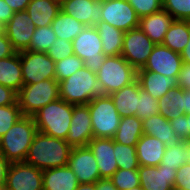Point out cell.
<instances>
[{
    "label": "cell",
    "instance_id": "cell-1",
    "mask_svg": "<svg viewBox=\"0 0 190 190\" xmlns=\"http://www.w3.org/2000/svg\"><path fill=\"white\" fill-rule=\"evenodd\" d=\"M72 148L64 139L37 131L24 162L41 170L64 167Z\"/></svg>",
    "mask_w": 190,
    "mask_h": 190
},
{
    "label": "cell",
    "instance_id": "cell-2",
    "mask_svg": "<svg viewBox=\"0 0 190 190\" xmlns=\"http://www.w3.org/2000/svg\"><path fill=\"white\" fill-rule=\"evenodd\" d=\"M36 132L33 116L21 117L0 138V153L10 163L24 162Z\"/></svg>",
    "mask_w": 190,
    "mask_h": 190
},
{
    "label": "cell",
    "instance_id": "cell-3",
    "mask_svg": "<svg viewBox=\"0 0 190 190\" xmlns=\"http://www.w3.org/2000/svg\"><path fill=\"white\" fill-rule=\"evenodd\" d=\"M73 113V104L61 98L42 107L34 115L37 131L48 136L66 139Z\"/></svg>",
    "mask_w": 190,
    "mask_h": 190
},
{
    "label": "cell",
    "instance_id": "cell-4",
    "mask_svg": "<svg viewBox=\"0 0 190 190\" xmlns=\"http://www.w3.org/2000/svg\"><path fill=\"white\" fill-rule=\"evenodd\" d=\"M60 98L73 105L88 104L101 95L97 75L85 66L59 82Z\"/></svg>",
    "mask_w": 190,
    "mask_h": 190
},
{
    "label": "cell",
    "instance_id": "cell-5",
    "mask_svg": "<svg viewBox=\"0 0 190 190\" xmlns=\"http://www.w3.org/2000/svg\"><path fill=\"white\" fill-rule=\"evenodd\" d=\"M96 75L101 94L110 95L133 83L137 79V70L121 55L106 56Z\"/></svg>",
    "mask_w": 190,
    "mask_h": 190
},
{
    "label": "cell",
    "instance_id": "cell-6",
    "mask_svg": "<svg viewBox=\"0 0 190 190\" xmlns=\"http://www.w3.org/2000/svg\"><path fill=\"white\" fill-rule=\"evenodd\" d=\"M59 98V83L56 79L23 85L17 92V103L23 116H33L42 107Z\"/></svg>",
    "mask_w": 190,
    "mask_h": 190
},
{
    "label": "cell",
    "instance_id": "cell-7",
    "mask_svg": "<svg viewBox=\"0 0 190 190\" xmlns=\"http://www.w3.org/2000/svg\"><path fill=\"white\" fill-rule=\"evenodd\" d=\"M93 137L113 138L120 124L121 117L117 112L110 95H99L89 103Z\"/></svg>",
    "mask_w": 190,
    "mask_h": 190
},
{
    "label": "cell",
    "instance_id": "cell-8",
    "mask_svg": "<svg viewBox=\"0 0 190 190\" xmlns=\"http://www.w3.org/2000/svg\"><path fill=\"white\" fill-rule=\"evenodd\" d=\"M73 51L84 61V66L97 72L103 65L106 55L102 50V42L95 27L86 26L73 40Z\"/></svg>",
    "mask_w": 190,
    "mask_h": 190
},
{
    "label": "cell",
    "instance_id": "cell-9",
    "mask_svg": "<svg viewBox=\"0 0 190 190\" xmlns=\"http://www.w3.org/2000/svg\"><path fill=\"white\" fill-rule=\"evenodd\" d=\"M19 54L23 85L38 83L45 79H55V62L46 52L26 50Z\"/></svg>",
    "mask_w": 190,
    "mask_h": 190
},
{
    "label": "cell",
    "instance_id": "cell-10",
    "mask_svg": "<svg viewBox=\"0 0 190 190\" xmlns=\"http://www.w3.org/2000/svg\"><path fill=\"white\" fill-rule=\"evenodd\" d=\"M155 43L138 27L124 34L121 56L136 70L143 68Z\"/></svg>",
    "mask_w": 190,
    "mask_h": 190
},
{
    "label": "cell",
    "instance_id": "cell-11",
    "mask_svg": "<svg viewBox=\"0 0 190 190\" xmlns=\"http://www.w3.org/2000/svg\"><path fill=\"white\" fill-rule=\"evenodd\" d=\"M43 170L25 162L10 163L5 188L9 190H43Z\"/></svg>",
    "mask_w": 190,
    "mask_h": 190
},
{
    "label": "cell",
    "instance_id": "cell-12",
    "mask_svg": "<svg viewBox=\"0 0 190 190\" xmlns=\"http://www.w3.org/2000/svg\"><path fill=\"white\" fill-rule=\"evenodd\" d=\"M101 21L107 22L123 32L139 26V17L127 0L102 3Z\"/></svg>",
    "mask_w": 190,
    "mask_h": 190
},
{
    "label": "cell",
    "instance_id": "cell-13",
    "mask_svg": "<svg viewBox=\"0 0 190 190\" xmlns=\"http://www.w3.org/2000/svg\"><path fill=\"white\" fill-rule=\"evenodd\" d=\"M36 29L26 10L15 12L2 30L16 52L29 50L31 37Z\"/></svg>",
    "mask_w": 190,
    "mask_h": 190
},
{
    "label": "cell",
    "instance_id": "cell-14",
    "mask_svg": "<svg viewBox=\"0 0 190 190\" xmlns=\"http://www.w3.org/2000/svg\"><path fill=\"white\" fill-rule=\"evenodd\" d=\"M183 61L180 53L163 44H156L143 69L166 77H178Z\"/></svg>",
    "mask_w": 190,
    "mask_h": 190
},
{
    "label": "cell",
    "instance_id": "cell-15",
    "mask_svg": "<svg viewBox=\"0 0 190 190\" xmlns=\"http://www.w3.org/2000/svg\"><path fill=\"white\" fill-rule=\"evenodd\" d=\"M68 166L76 175L78 183H95L100 179L97 161L88 146L73 147Z\"/></svg>",
    "mask_w": 190,
    "mask_h": 190
},
{
    "label": "cell",
    "instance_id": "cell-16",
    "mask_svg": "<svg viewBox=\"0 0 190 190\" xmlns=\"http://www.w3.org/2000/svg\"><path fill=\"white\" fill-rule=\"evenodd\" d=\"M93 138L88 104L73 105L72 120L65 141L72 147L87 146Z\"/></svg>",
    "mask_w": 190,
    "mask_h": 190
},
{
    "label": "cell",
    "instance_id": "cell-17",
    "mask_svg": "<svg viewBox=\"0 0 190 190\" xmlns=\"http://www.w3.org/2000/svg\"><path fill=\"white\" fill-rule=\"evenodd\" d=\"M61 10L85 26L96 27L101 21L102 2L99 0H60Z\"/></svg>",
    "mask_w": 190,
    "mask_h": 190
},
{
    "label": "cell",
    "instance_id": "cell-18",
    "mask_svg": "<svg viewBox=\"0 0 190 190\" xmlns=\"http://www.w3.org/2000/svg\"><path fill=\"white\" fill-rule=\"evenodd\" d=\"M175 168L159 166H139L140 186L144 190H174Z\"/></svg>",
    "mask_w": 190,
    "mask_h": 190
},
{
    "label": "cell",
    "instance_id": "cell-19",
    "mask_svg": "<svg viewBox=\"0 0 190 190\" xmlns=\"http://www.w3.org/2000/svg\"><path fill=\"white\" fill-rule=\"evenodd\" d=\"M87 146L97 161L100 179L110 178L118 170V164L114 156L113 139L93 137Z\"/></svg>",
    "mask_w": 190,
    "mask_h": 190
},
{
    "label": "cell",
    "instance_id": "cell-20",
    "mask_svg": "<svg viewBox=\"0 0 190 190\" xmlns=\"http://www.w3.org/2000/svg\"><path fill=\"white\" fill-rule=\"evenodd\" d=\"M137 81L140 88L156 99H160L169 90L178 88V77H166L156 72H149L143 68L137 70Z\"/></svg>",
    "mask_w": 190,
    "mask_h": 190
},
{
    "label": "cell",
    "instance_id": "cell-21",
    "mask_svg": "<svg viewBox=\"0 0 190 190\" xmlns=\"http://www.w3.org/2000/svg\"><path fill=\"white\" fill-rule=\"evenodd\" d=\"M174 18L164 9L139 18V28L155 43L162 44Z\"/></svg>",
    "mask_w": 190,
    "mask_h": 190
},
{
    "label": "cell",
    "instance_id": "cell-22",
    "mask_svg": "<svg viewBox=\"0 0 190 190\" xmlns=\"http://www.w3.org/2000/svg\"><path fill=\"white\" fill-rule=\"evenodd\" d=\"M143 134L156 137L166 147L175 146L183 140L179 138L168 121L161 114L151 116L149 119H142Z\"/></svg>",
    "mask_w": 190,
    "mask_h": 190
},
{
    "label": "cell",
    "instance_id": "cell-23",
    "mask_svg": "<svg viewBox=\"0 0 190 190\" xmlns=\"http://www.w3.org/2000/svg\"><path fill=\"white\" fill-rule=\"evenodd\" d=\"M135 147L140 166H159L166 149L163 142L146 134L141 136Z\"/></svg>",
    "mask_w": 190,
    "mask_h": 190
},
{
    "label": "cell",
    "instance_id": "cell-24",
    "mask_svg": "<svg viewBox=\"0 0 190 190\" xmlns=\"http://www.w3.org/2000/svg\"><path fill=\"white\" fill-rule=\"evenodd\" d=\"M42 178L43 190H75L79 184L68 165L45 169Z\"/></svg>",
    "mask_w": 190,
    "mask_h": 190
},
{
    "label": "cell",
    "instance_id": "cell-25",
    "mask_svg": "<svg viewBox=\"0 0 190 190\" xmlns=\"http://www.w3.org/2000/svg\"><path fill=\"white\" fill-rule=\"evenodd\" d=\"M26 11L36 28L50 26L61 11V2L60 0H31Z\"/></svg>",
    "mask_w": 190,
    "mask_h": 190
},
{
    "label": "cell",
    "instance_id": "cell-26",
    "mask_svg": "<svg viewBox=\"0 0 190 190\" xmlns=\"http://www.w3.org/2000/svg\"><path fill=\"white\" fill-rule=\"evenodd\" d=\"M110 96L120 117L136 116L139 99V82L137 79L133 83L113 92Z\"/></svg>",
    "mask_w": 190,
    "mask_h": 190
},
{
    "label": "cell",
    "instance_id": "cell-27",
    "mask_svg": "<svg viewBox=\"0 0 190 190\" xmlns=\"http://www.w3.org/2000/svg\"><path fill=\"white\" fill-rule=\"evenodd\" d=\"M0 84L18 92L23 86L20 54L0 59Z\"/></svg>",
    "mask_w": 190,
    "mask_h": 190
},
{
    "label": "cell",
    "instance_id": "cell-28",
    "mask_svg": "<svg viewBox=\"0 0 190 190\" xmlns=\"http://www.w3.org/2000/svg\"><path fill=\"white\" fill-rule=\"evenodd\" d=\"M95 28L102 42L103 53L106 56L121 55L125 32L104 21H100Z\"/></svg>",
    "mask_w": 190,
    "mask_h": 190
},
{
    "label": "cell",
    "instance_id": "cell-29",
    "mask_svg": "<svg viewBox=\"0 0 190 190\" xmlns=\"http://www.w3.org/2000/svg\"><path fill=\"white\" fill-rule=\"evenodd\" d=\"M143 135L142 120L137 116L121 117L120 124L113 136L116 143L136 146L138 140Z\"/></svg>",
    "mask_w": 190,
    "mask_h": 190
},
{
    "label": "cell",
    "instance_id": "cell-30",
    "mask_svg": "<svg viewBox=\"0 0 190 190\" xmlns=\"http://www.w3.org/2000/svg\"><path fill=\"white\" fill-rule=\"evenodd\" d=\"M190 37V21L174 20L166 32L163 45L174 52L181 53Z\"/></svg>",
    "mask_w": 190,
    "mask_h": 190
},
{
    "label": "cell",
    "instance_id": "cell-31",
    "mask_svg": "<svg viewBox=\"0 0 190 190\" xmlns=\"http://www.w3.org/2000/svg\"><path fill=\"white\" fill-rule=\"evenodd\" d=\"M51 26L57 38L71 42L86 27L72 16L65 14L62 10L52 21Z\"/></svg>",
    "mask_w": 190,
    "mask_h": 190
},
{
    "label": "cell",
    "instance_id": "cell-32",
    "mask_svg": "<svg viewBox=\"0 0 190 190\" xmlns=\"http://www.w3.org/2000/svg\"><path fill=\"white\" fill-rule=\"evenodd\" d=\"M159 114L168 121L175 119L182 113V88H173L158 99Z\"/></svg>",
    "mask_w": 190,
    "mask_h": 190
},
{
    "label": "cell",
    "instance_id": "cell-33",
    "mask_svg": "<svg viewBox=\"0 0 190 190\" xmlns=\"http://www.w3.org/2000/svg\"><path fill=\"white\" fill-rule=\"evenodd\" d=\"M114 156L118 169L133 170L139 168L136 147L114 142Z\"/></svg>",
    "mask_w": 190,
    "mask_h": 190
},
{
    "label": "cell",
    "instance_id": "cell-34",
    "mask_svg": "<svg viewBox=\"0 0 190 190\" xmlns=\"http://www.w3.org/2000/svg\"><path fill=\"white\" fill-rule=\"evenodd\" d=\"M57 39L52 26L38 27L31 37L29 50L34 52H47Z\"/></svg>",
    "mask_w": 190,
    "mask_h": 190
},
{
    "label": "cell",
    "instance_id": "cell-35",
    "mask_svg": "<svg viewBox=\"0 0 190 190\" xmlns=\"http://www.w3.org/2000/svg\"><path fill=\"white\" fill-rule=\"evenodd\" d=\"M187 163V152L185 141L166 147L161 161L163 167L175 168L176 170Z\"/></svg>",
    "mask_w": 190,
    "mask_h": 190
},
{
    "label": "cell",
    "instance_id": "cell-36",
    "mask_svg": "<svg viewBox=\"0 0 190 190\" xmlns=\"http://www.w3.org/2000/svg\"><path fill=\"white\" fill-rule=\"evenodd\" d=\"M84 66V61L75 54L55 62V79L59 82L67 79Z\"/></svg>",
    "mask_w": 190,
    "mask_h": 190
},
{
    "label": "cell",
    "instance_id": "cell-37",
    "mask_svg": "<svg viewBox=\"0 0 190 190\" xmlns=\"http://www.w3.org/2000/svg\"><path fill=\"white\" fill-rule=\"evenodd\" d=\"M159 114L158 99L153 98L139 85L138 109L136 116L139 119H149L151 116Z\"/></svg>",
    "mask_w": 190,
    "mask_h": 190
},
{
    "label": "cell",
    "instance_id": "cell-38",
    "mask_svg": "<svg viewBox=\"0 0 190 190\" xmlns=\"http://www.w3.org/2000/svg\"><path fill=\"white\" fill-rule=\"evenodd\" d=\"M110 180L118 190H127L140 185L138 169L124 170L118 169Z\"/></svg>",
    "mask_w": 190,
    "mask_h": 190
},
{
    "label": "cell",
    "instance_id": "cell-39",
    "mask_svg": "<svg viewBox=\"0 0 190 190\" xmlns=\"http://www.w3.org/2000/svg\"><path fill=\"white\" fill-rule=\"evenodd\" d=\"M23 114L18 103L0 106V138L21 118Z\"/></svg>",
    "mask_w": 190,
    "mask_h": 190
},
{
    "label": "cell",
    "instance_id": "cell-40",
    "mask_svg": "<svg viewBox=\"0 0 190 190\" xmlns=\"http://www.w3.org/2000/svg\"><path fill=\"white\" fill-rule=\"evenodd\" d=\"M162 9L174 20H190V0H162Z\"/></svg>",
    "mask_w": 190,
    "mask_h": 190
},
{
    "label": "cell",
    "instance_id": "cell-41",
    "mask_svg": "<svg viewBox=\"0 0 190 190\" xmlns=\"http://www.w3.org/2000/svg\"><path fill=\"white\" fill-rule=\"evenodd\" d=\"M46 53L54 62L67 58L74 54L72 42L57 38Z\"/></svg>",
    "mask_w": 190,
    "mask_h": 190
},
{
    "label": "cell",
    "instance_id": "cell-42",
    "mask_svg": "<svg viewBox=\"0 0 190 190\" xmlns=\"http://www.w3.org/2000/svg\"><path fill=\"white\" fill-rule=\"evenodd\" d=\"M139 18L151 15L162 9V0H127Z\"/></svg>",
    "mask_w": 190,
    "mask_h": 190
},
{
    "label": "cell",
    "instance_id": "cell-43",
    "mask_svg": "<svg viewBox=\"0 0 190 190\" xmlns=\"http://www.w3.org/2000/svg\"><path fill=\"white\" fill-rule=\"evenodd\" d=\"M175 134L183 141L190 140V131H188V115L183 114L170 121Z\"/></svg>",
    "mask_w": 190,
    "mask_h": 190
},
{
    "label": "cell",
    "instance_id": "cell-44",
    "mask_svg": "<svg viewBox=\"0 0 190 190\" xmlns=\"http://www.w3.org/2000/svg\"><path fill=\"white\" fill-rule=\"evenodd\" d=\"M174 190H190V165L184 164L177 169Z\"/></svg>",
    "mask_w": 190,
    "mask_h": 190
},
{
    "label": "cell",
    "instance_id": "cell-45",
    "mask_svg": "<svg viewBox=\"0 0 190 190\" xmlns=\"http://www.w3.org/2000/svg\"><path fill=\"white\" fill-rule=\"evenodd\" d=\"M17 102V92L0 84V106L12 105Z\"/></svg>",
    "mask_w": 190,
    "mask_h": 190
},
{
    "label": "cell",
    "instance_id": "cell-46",
    "mask_svg": "<svg viewBox=\"0 0 190 190\" xmlns=\"http://www.w3.org/2000/svg\"><path fill=\"white\" fill-rule=\"evenodd\" d=\"M16 53L4 31L0 32V59L12 56Z\"/></svg>",
    "mask_w": 190,
    "mask_h": 190
},
{
    "label": "cell",
    "instance_id": "cell-47",
    "mask_svg": "<svg viewBox=\"0 0 190 190\" xmlns=\"http://www.w3.org/2000/svg\"><path fill=\"white\" fill-rule=\"evenodd\" d=\"M178 87L190 90V64H183L178 76Z\"/></svg>",
    "mask_w": 190,
    "mask_h": 190
},
{
    "label": "cell",
    "instance_id": "cell-48",
    "mask_svg": "<svg viewBox=\"0 0 190 190\" xmlns=\"http://www.w3.org/2000/svg\"><path fill=\"white\" fill-rule=\"evenodd\" d=\"M13 15L14 11L12 8H10L5 0H0V26H5Z\"/></svg>",
    "mask_w": 190,
    "mask_h": 190
},
{
    "label": "cell",
    "instance_id": "cell-49",
    "mask_svg": "<svg viewBox=\"0 0 190 190\" xmlns=\"http://www.w3.org/2000/svg\"><path fill=\"white\" fill-rule=\"evenodd\" d=\"M10 162L0 153V187H5Z\"/></svg>",
    "mask_w": 190,
    "mask_h": 190
},
{
    "label": "cell",
    "instance_id": "cell-50",
    "mask_svg": "<svg viewBox=\"0 0 190 190\" xmlns=\"http://www.w3.org/2000/svg\"><path fill=\"white\" fill-rule=\"evenodd\" d=\"M30 1L31 0H5L14 13L26 10Z\"/></svg>",
    "mask_w": 190,
    "mask_h": 190
},
{
    "label": "cell",
    "instance_id": "cell-51",
    "mask_svg": "<svg viewBox=\"0 0 190 190\" xmlns=\"http://www.w3.org/2000/svg\"><path fill=\"white\" fill-rule=\"evenodd\" d=\"M96 190H118L110 178H101L96 181Z\"/></svg>",
    "mask_w": 190,
    "mask_h": 190
},
{
    "label": "cell",
    "instance_id": "cell-52",
    "mask_svg": "<svg viewBox=\"0 0 190 190\" xmlns=\"http://www.w3.org/2000/svg\"><path fill=\"white\" fill-rule=\"evenodd\" d=\"M182 113L190 115V90L182 89Z\"/></svg>",
    "mask_w": 190,
    "mask_h": 190
},
{
    "label": "cell",
    "instance_id": "cell-53",
    "mask_svg": "<svg viewBox=\"0 0 190 190\" xmlns=\"http://www.w3.org/2000/svg\"><path fill=\"white\" fill-rule=\"evenodd\" d=\"M183 64H190V37L184 50L180 53Z\"/></svg>",
    "mask_w": 190,
    "mask_h": 190
},
{
    "label": "cell",
    "instance_id": "cell-54",
    "mask_svg": "<svg viewBox=\"0 0 190 190\" xmlns=\"http://www.w3.org/2000/svg\"><path fill=\"white\" fill-rule=\"evenodd\" d=\"M75 190H96L95 183H79Z\"/></svg>",
    "mask_w": 190,
    "mask_h": 190
},
{
    "label": "cell",
    "instance_id": "cell-55",
    "mask_svg": "<svg viewBox=\"0 0 190 190\" xmlns=\"http://www.w3.org/2000/svg\"><path fill=\"white\" fill-rule=\"evenodd\" d=\"M186 152H187V164L190 165V140L185 141Z\"/></svg>",
    "mask_w": 190,
    "mask_h": 190
},
{
    "label": "cell",
    "instance_id": "cell-56",
    "mask_svg": "<svg viewBox=\"0 0 190 190\" xmlns=\"http://www.w3.org/2000/svg\"><path fill=\"white\" fill-rule=\"evenodd\" d=\"M127 190H144L140 185L135 187V188H130V189H127Z\"/></svg>",
    "mask_w": 190,
    "mask_h": 190
},
{
    "label": "cell",
    "instance_id": "cell-57",
    "mask_svg": "<svg viewBox=\"0 0 190 190\" xmlns=\"http://www.w3.org/2000/svg\"><path fill=\"white\" fill-rule=\"evenodd\" d=\"M188 131H190V115H188Z\"/></svg>",
    "mask_w": 190,
    "mask_h": 190
},
{
    "label": "cell",
    "instance_id": "cell-58",
    "mask_svg": "<svg viewBox=\"0 0 190 190\" xmlns=\"http://www.w3.org/2000/svg\"><path fill=\"white\" fill-rule=\"evenodd\" d=\"M102 3H106V2H111V1H115V0H99Z\"/></svg>",
    "mask_w": 190,
    "mask_h": 190
}]
</instances>
